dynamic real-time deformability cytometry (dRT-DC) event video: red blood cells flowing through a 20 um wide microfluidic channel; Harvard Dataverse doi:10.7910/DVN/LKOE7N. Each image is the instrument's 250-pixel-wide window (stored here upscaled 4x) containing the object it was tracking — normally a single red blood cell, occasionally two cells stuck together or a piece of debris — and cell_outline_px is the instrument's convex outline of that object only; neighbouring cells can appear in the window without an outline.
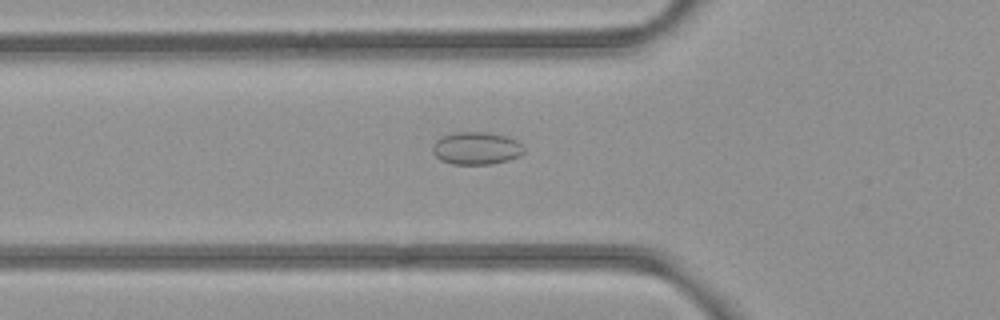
{"species": "common noctule bat (a hibernating species)", "species_latin": "Nyctalus noctula", "temperature_condition": "room temperature", "stored_images_in_passage": 36, "camera_frame_rate_fps": 3000, "um_per_image_px": 0.085, "animal": {"sex": "female", "body_mass_g": 21.9}, "frame": {"image": 1, "passage_image": 2, "time_ms": 0.333, "image_size_px": [1000, 320], "cell_outline_px": [[524, 152], [520, 156], [508, 160], [492, 164], [452, 164], [440, 160], [432, 152], [432, 144], [440, 136], [456, 132], [488, 132], [504, 136], [516, 140], [524, 148]], "centroid_in_image_um": [40.46, 12.6], "position_along_channel_um": 85.3, "area_um2": 17.46}}
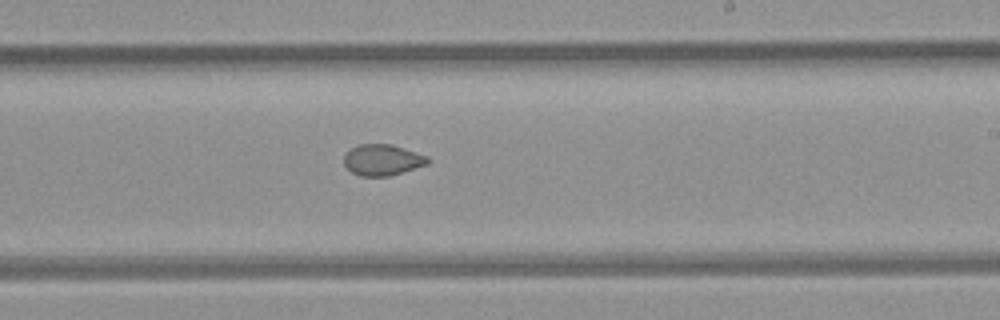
{"frame": {"image": 2, "passage_image": 15, "time_ms": 4.667, "image_size_px": [1000, 320], "cell_outline_px": [[432, 160], [428, 164], [388, 176], [360, 176], [352, 172], [344, 164], [344, 156], [352, 148], [360, 144], [392, 144], [428, 156]], "centroid_in_image_um": [32.54, 13.59], "position_along_channel_um": 256.5, "area_um2": 15.09}}
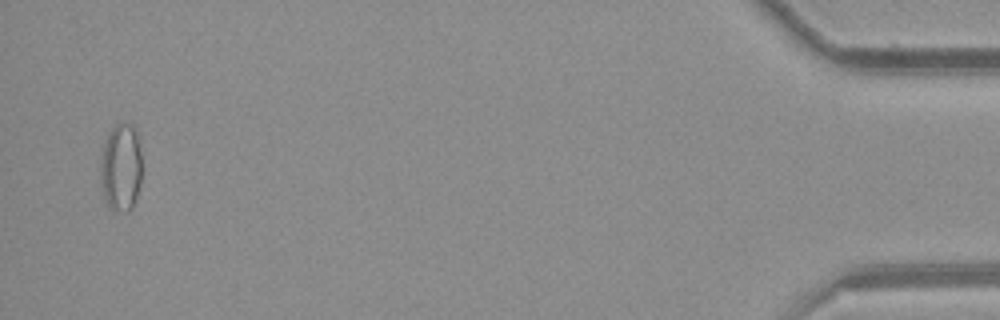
{"frame": {"image": 3, "passage_image": 35, "time_ms": 11.333, "image_size_px": [1000, 320], "cell_outline_px": [[140, 184], [136, 200], [132, 208], [128, 212], [112, 208], [104, 200], [100, 188], [100, 148], [108, 132], [120, 120], [132, 124], [140, 136]], "centroid_in_image_um": [10.25, 14.16], "position_along_channel_um": 424.9, "area_um2": 22.08}}